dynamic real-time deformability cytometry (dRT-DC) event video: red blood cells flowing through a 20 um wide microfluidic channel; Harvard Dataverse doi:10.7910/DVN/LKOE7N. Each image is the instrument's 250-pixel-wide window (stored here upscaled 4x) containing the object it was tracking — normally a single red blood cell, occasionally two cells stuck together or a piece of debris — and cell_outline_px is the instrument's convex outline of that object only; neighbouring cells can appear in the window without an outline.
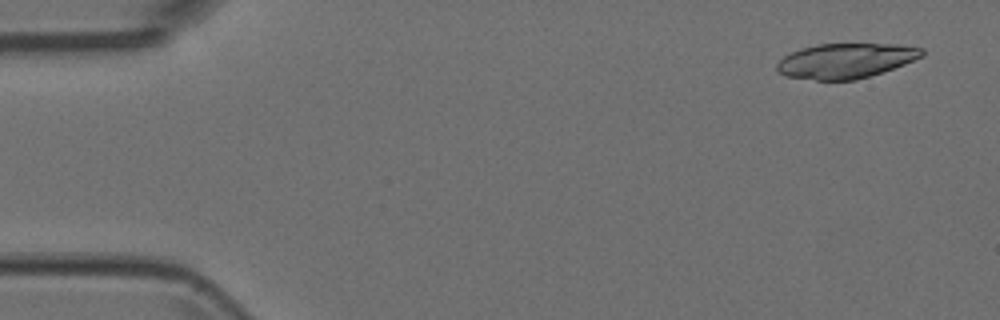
{"species": "Egyptian fruit bat (a non-hibernating species)", "species_latin": "Rousettus aegyptiacus", "temperature_condition": "room temperature", "stored_images_in_passage": 5, "camera_frame_rate_fps": 3000, "um_per_image_px": 0.085, "animal": {"sex": "female"}, "frame": {"image": 1, "passage_image": 1, "time_ms": 0.0, "image_size_px": [1000, 320], "cell_outline_px": [[924, 56], [904, 64], [856, 80], [816, 80], [784, 76], [776, 72], [776, 64], [784, 56], [800, 48], [816, 44], [896, 44], [924, 48]], "centroid_in_image_um": [71.85, 5.16], "position_along_channel_um": 13.1, "area_um2": 29.54}}